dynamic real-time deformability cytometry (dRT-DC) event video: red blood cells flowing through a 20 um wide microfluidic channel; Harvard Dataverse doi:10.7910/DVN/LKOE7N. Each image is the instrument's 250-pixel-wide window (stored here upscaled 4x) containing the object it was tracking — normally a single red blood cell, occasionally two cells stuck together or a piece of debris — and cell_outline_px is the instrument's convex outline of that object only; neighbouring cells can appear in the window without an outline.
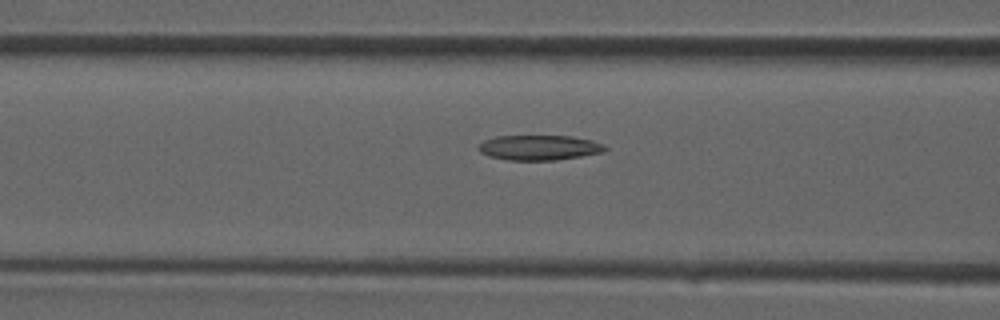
{"species": "common noctule bat (a hibernating species)", "species_latin": "Nyctalus noctula", "temperature_condition": "room temperature", "stored_images_in_passage": 30, "camera_frame_rate_fps": 3000, "um_per_image_px": 0.085, "animal": {"sex": "male", "forearm_length_mm": 52.5}, "frame": {"image": 1, "passage_image": 7, "time_ms": 2.0, "image_size_px": [1000, 320], "cell_outline_px": [[608, 148], [604, 152], [556, 160], [508, 160], [488, 156], [480, 152], [476, 148], [484, 140], [496, 136], [572, 136], [592, 140], [604, 144]], "centroid_in_image_um": [45.83, 12.54], "position_along_channel_um": 120.8, "area_um2": 18.55}}
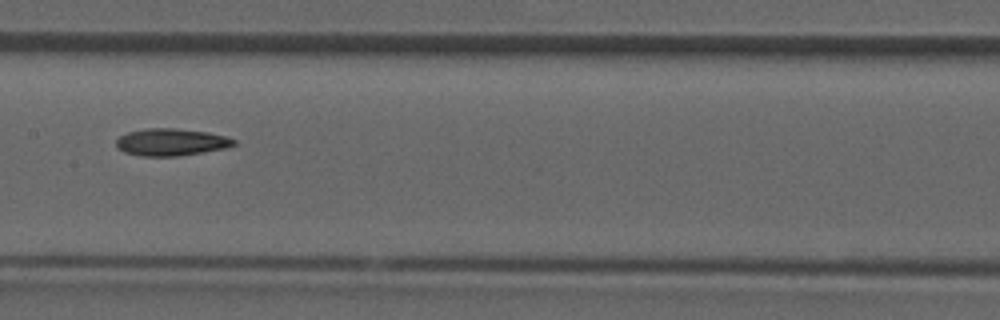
{"frame": {"image": 2, "passage_image": 11, "time_ms": 3.333, "image_size_px": [1000, 320], "cell_outline_px": [[236, 144], [228, 148], [176, 156], [144, 156], [124, 152], [116, 148], [116, 140], [120, 136], [128, 132], [144, 128], [176, 128], [208, 132], [228, 136], [236, 140]], "centroid_in_image_um": [14.57, 12.07], "position_along_channel_um": 192.8, "area_um2": 18.79}}
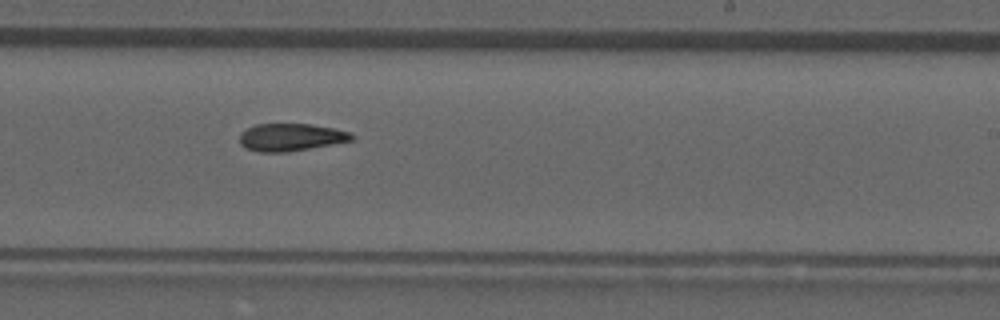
{"frame": {"image": 3, "passage_image": 15, "time_ms": 4.667, "image_size_px": [1000, 320], "cell_outline_px": [[356, 136], [352, 140], [332, 144], [288, 152], [260, 152], [244, 148], [240, 144], [240, 132], [256, 124], [308, 124], [332, 128], [352, 132]], "centroid_in_image_um": [24.71, 11.67], "position_along_channel_um": 264.3, "area_um2": 17.98}}